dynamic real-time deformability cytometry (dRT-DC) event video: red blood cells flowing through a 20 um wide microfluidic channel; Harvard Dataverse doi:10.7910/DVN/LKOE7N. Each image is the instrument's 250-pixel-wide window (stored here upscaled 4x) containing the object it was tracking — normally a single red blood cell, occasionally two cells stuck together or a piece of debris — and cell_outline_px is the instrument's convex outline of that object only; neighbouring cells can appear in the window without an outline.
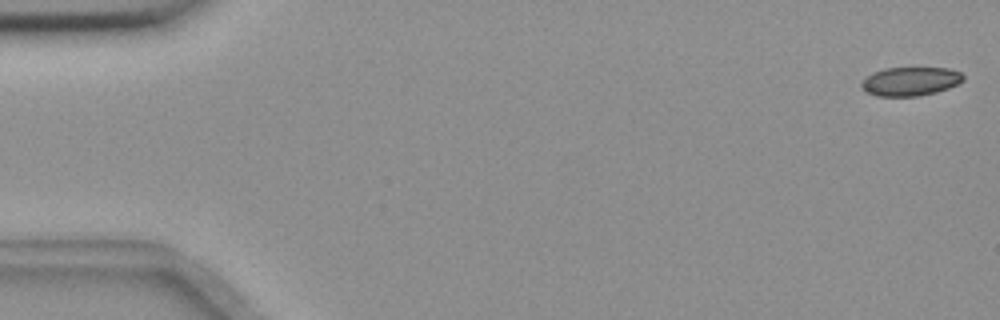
{"species": "common noctule bat (a hibernating species)", "species_latin": "Nyctalus noctula", "temperature_condition": "room temperature", "stored_images_in_passage": 12, "camera_frame_rate_fps": 3000, "um_per_image_px": 0.085, "animal": {"sex": "female", "body_mass_g": 18.4}, "frame": {"image": 1, "passage_image": 1, "time_ms": 0.0, "image_size_px": [1000, 320], "cell_outline_px": [[964, 80], [948, 88], [936, 92], [916, 96], [876, 96], [864, 92], [860, 88], [860, 84], [872, 72], [884, 68], [948, 68], [960, 72], [964, 76]], "centroid_in_image_um": [77.34, 6.92], "position_along_channel_um": 7.7, "area_um2": 17.11}}